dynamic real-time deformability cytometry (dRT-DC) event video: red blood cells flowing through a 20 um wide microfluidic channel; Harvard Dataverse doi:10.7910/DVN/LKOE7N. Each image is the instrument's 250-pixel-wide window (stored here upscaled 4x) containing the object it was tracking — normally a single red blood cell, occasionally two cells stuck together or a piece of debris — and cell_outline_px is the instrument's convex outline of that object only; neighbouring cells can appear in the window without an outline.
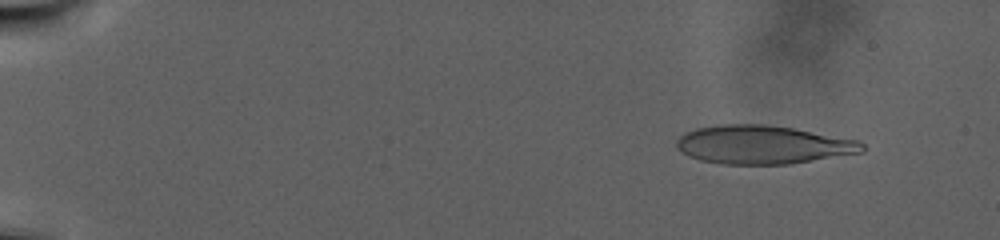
{"species": "human", "species_latin": "Homo sapiens", "temperature_condition": "warm", "stored_images_in_passage": 103, "camera_frame_rate_fps": 3000, "um_per_image_px": 0.085, "donor": {"sex": "male"}, "frame": {"image": 1, "passage_image": 11, "time_ms": 3.333, "image_size_px": [1000, 240], "cell_outline_px": [[864, 152], [792, 164], [720, 164], [700, 160], [688, 156], [676, 148], [676, 140], [684, 132], [696, 128], [720, 124], [764, 124], [792, 128], [860, 140], [864, 144]], "centroid_in_image_um": [64.84, 12.3], "position_along_channel_um": 20.2, "area_um2": 41.96}}
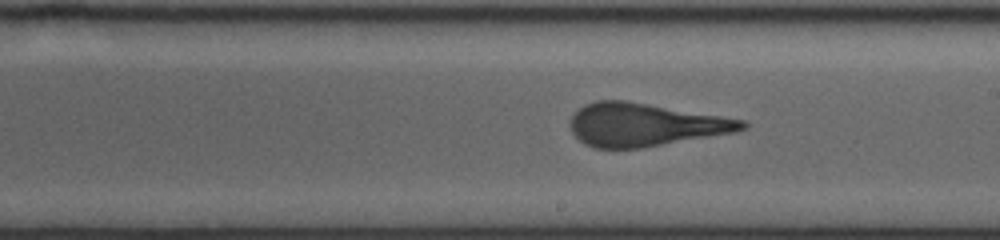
{"frame": {"image": 2, "passage_image": 63, "time_ms": 20.667, "image_size_px": [1000, 240], "cell_outline_px": [[748, 128], [736, 132], [640, 148], [596, 148], [584, 144], [572, 132], [568, 124], [572, 116], [584, 104], [596, 100], [624, 100], [744, 120], [748, 124]], "centroid_in_image_um": [54.79, 10.6], "position_along_channel_um": 234.2, "area_um2": 42.77}}
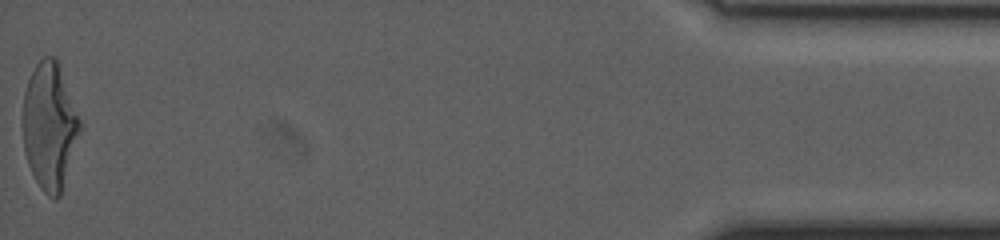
{"frame": {"image": 3, "passage_image": 103, "time_ms": 34.0, "image_size_px": [1000, 240], "cell_outline_px": [[80, 132], [60, 196], [56, 200], [52, 200], [40, 188], [28, 164], [24, 152], [24, 92], [28, 80], [36, 64], [44, 56], [52, 56], [56, 60], [80, 120]], "centroid_in_image_um": [4.2, 10.77], "position_along_channel_um": 431.0, "area_um2": 41.21}, "authors_computed_cell_mechanics": {"area_um2": 42.8298, "velocity_mm_per_s": 2.0753, "shape_relaxation_time_tau1_ms": null, "shape_relaxation_time_tau2_ms": 1.2816, "deformation_change_tau1": null, "deformation_change_tau2": 0.1234}}